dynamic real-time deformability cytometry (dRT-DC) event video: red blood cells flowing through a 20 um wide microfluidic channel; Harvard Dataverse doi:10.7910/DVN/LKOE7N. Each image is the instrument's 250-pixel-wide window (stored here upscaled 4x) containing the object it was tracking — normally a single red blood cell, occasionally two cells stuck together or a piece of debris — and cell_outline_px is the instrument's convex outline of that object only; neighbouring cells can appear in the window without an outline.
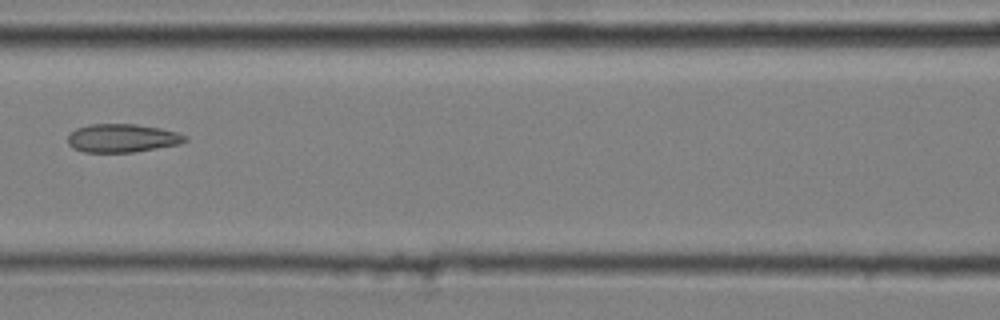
{"species": "common noctule bat (a hibernating species)", "species_latin": "Nyctalus noctula", "temperature_condition": "cold", "stored_images_in_passage": 10, "camera_frame_rate_fps": 3000, "um_per_image_px": 0.085, "animal": {"sex": "male", "body_mass_g": 20.4}, "frame": {"image": 1, "passage_image": 7, "time_ms": 2.0, "image_size_px": [1000, 320], "cell_outline_px": [[188, 140], [180, 144], [132, 152], [84, 152], [72, 148], [68, 144], [68, 136], [76, 128], [92, 124], [136, 124], [160, 128], [176, 132], [188, 136]], "centroid_in_image_um": [10.4, 11.74], "position_along_channel_um": 156.2, "area_um2": 19.36}}
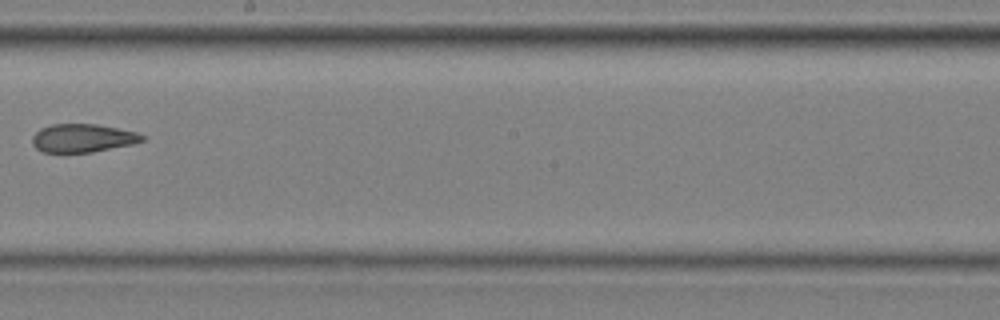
{"frame": {"image": 2, "passage_image": 9, "time_ms": 2.667, "image_size_px": [1000, 320], "cell_outline_px": [[144, 140], [132, 144], [92, 152], [44, 152], [36, 148], [32, 144], [32, 136], [40, 128], [52, 124], [96, 124], [136, 132], [144, 136]], "centroid_in_image_um": [7.0, 11.73], "position_along_channel_um": 241.2, "area_um2": 17.98}}
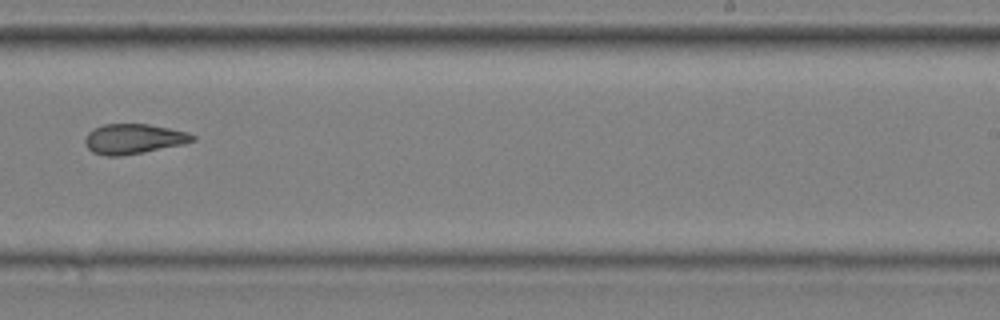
{"frame": {"image": 3, "passage_image": 10, "time_ms": 3.0, "image_size_px": [1000, 320], "cell_outline_px": [[196, 140], [184, 144], [120, 156], [108, 156], [92, 152], [84, 144], [84, 140], [88, 132], [104, 124], [148, 124], [188, 132], [196, 136]], "centroid_in_image_um": [11.36, 11.8], "position_along_channel_um": 277.6, "area_um2": 18.67}}